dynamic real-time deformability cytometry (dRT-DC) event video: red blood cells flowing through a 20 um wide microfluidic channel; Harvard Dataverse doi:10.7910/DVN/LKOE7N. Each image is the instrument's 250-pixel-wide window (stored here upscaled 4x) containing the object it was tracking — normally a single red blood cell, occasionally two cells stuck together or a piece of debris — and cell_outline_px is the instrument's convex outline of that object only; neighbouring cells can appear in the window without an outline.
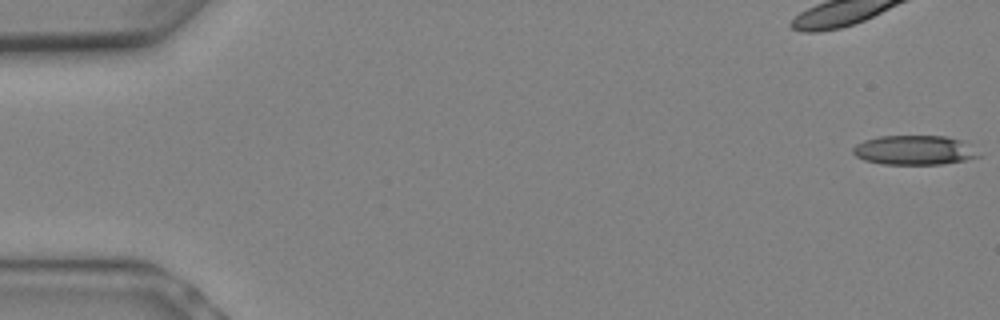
{"species": "Egyptian fruit bat (a non-hibernating species)", "species_latin": "Rousettus aegyptiacus", "temperature_condition": "warm", "stored_images_in_passage": 7, "camera_frame_rate_fps": 3000, "um_per_image_px": 0.085, "animal": {"sex": "female"}, "frame": {"image": 1, "passage_image": 1, "time_ms": 0.0, "image_size_px": [1000, 320], "cell_outline_px": [[980, 156], [964, 160], [940, 164], [884, 164], [864, 160], [856, 156], [852, 152], [852, 148], [856, 144], [864, 140], [880, 136], [944, 136], [960, 140]], "centroid_in_image_um": [77.62, 12.76], "position_along_channel_um": 7.4, "area_um2": 21.1}}